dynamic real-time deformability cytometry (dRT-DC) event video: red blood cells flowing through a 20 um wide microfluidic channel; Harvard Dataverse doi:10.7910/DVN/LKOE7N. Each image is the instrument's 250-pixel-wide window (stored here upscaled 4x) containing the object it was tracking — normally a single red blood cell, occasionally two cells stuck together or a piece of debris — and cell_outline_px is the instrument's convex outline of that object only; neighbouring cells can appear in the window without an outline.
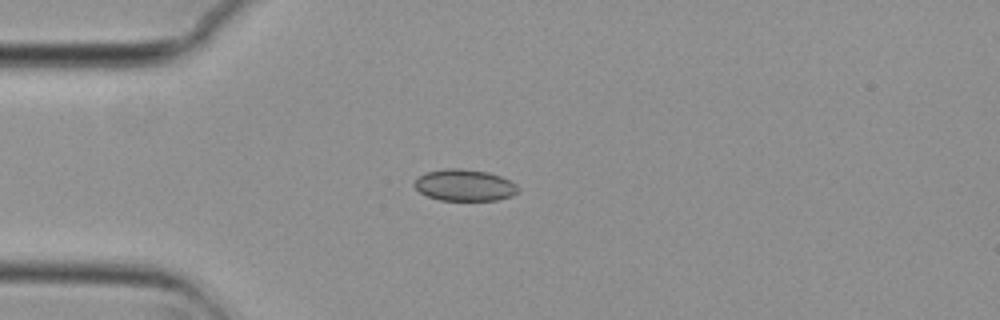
{"species": "common noctule bat (a hibernating species)", "species_latin": "Nyctalus noctula", "temperature_condition": "cold", "stored_images_in_passage": 55, "camera_frame_rate_fps": 3000, "um_per_image_px": 0.085, "animal": {"sex": "female", "body_mass_g": 29.2, "forearm_length_mm": 56.3}, "frame": {"image": 1, "passage_image": 14, "time_ms": 4.333, "image_size_px": [1000, 320], "cell_outline_px": [[520, 192], [512, 196], [496, 200], [440, 200], [428, 196], [420, 192], [412, 184], [420, 176], [428, 172], [444, 168], [460, 168], [488, 172], [500, 176], [516, 184], [520, 188]], "centroid_in_image_um": [39.52, 15.74], "position_along_channel_um": 45.5, "area_um2": 19.07}}
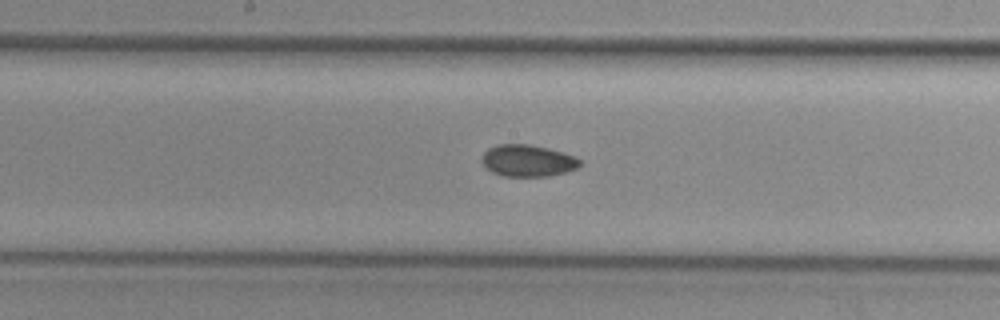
{"frame": {"image": 2, "passage_image": 28, "time_ms": 9.0, "image_size_px": [1000, 320], "cell_outline_px": [[584, 164], [568, 172], [548, 176], [504, 176], [492, 172], [480, 160], [484, 152], [488, 148], [496, 144], [528, 144], [548, 148], [564, 152], [584, 160]], "centroid_in_image_um": [44.91, 13.65], "position_along_channel_um": 203.3, "area_um2": 18.44}}
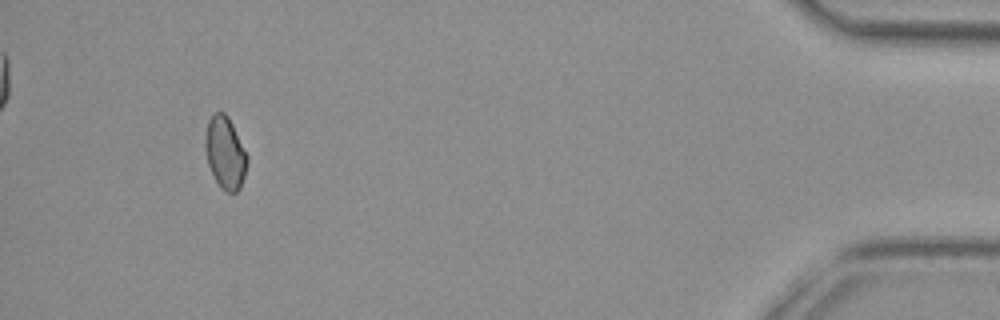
{"frame": {"image": 3, "passage_image": 51, "time_ms": 16.667, "image_size_px": [1000, 320], "cell_outline_px": [[248, 160], [244, 176], [240, 188], [236, 192], [224, 192], [220, 188], [208, 164], [204, 148], [204, 136], [208, 120], [216, 112], [224, 112], [228, 116], [248, 156]], "centroid_in_image_um": [19.12, 12.99], "position_along_channel_um": 416.1, "area_um2": 17.69}, "authors_computed_cell_mechanics": {"area_um2": 18.3804, "velocity_mm_per_s": 3.7395, "shape_relaxation_time_tau1_ms": null, "shape_relaxation_time_tau2_ms": 4.4912, "deformation_change_tau1": null, "deformation_change_tau2": 0.0687}}